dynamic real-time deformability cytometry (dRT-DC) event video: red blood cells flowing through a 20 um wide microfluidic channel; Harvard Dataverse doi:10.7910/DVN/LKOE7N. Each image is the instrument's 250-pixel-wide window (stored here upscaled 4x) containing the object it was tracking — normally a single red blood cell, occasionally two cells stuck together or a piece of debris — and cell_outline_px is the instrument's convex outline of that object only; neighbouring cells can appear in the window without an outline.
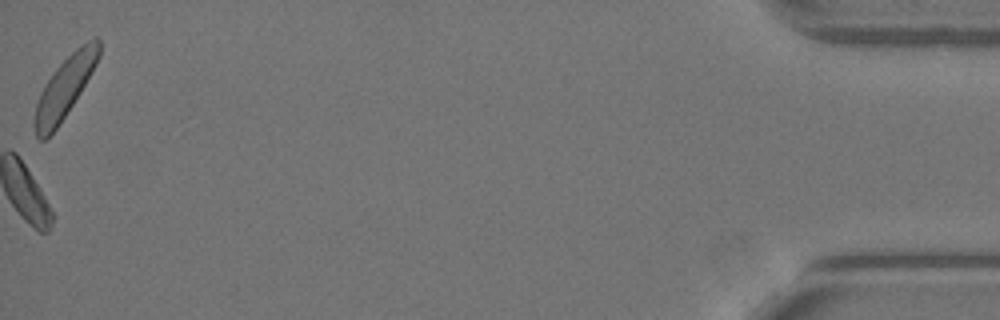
{"species": "Egyptian fruit bat (a non-hibernating species)", "species_latin": "Rousettus aegyptiacus", "temperature_condition": "warm", "stored_images_in_passage": 49, "camera_frame_rate_fps": 3000, "um_per_image_px": 0.085, "animal": {"sex": "female"}, "frame": {"image": 1, "passage_image": 49, "time_ms": 16.0, "image_size_px": [1000, 320], "cell_outline_px": [[100, 56], [96, 64], [80, 92], [56, 128], [44, 140], [40, 140], [36, 136], [32, 124], [32, 120], [36, 104], [40, 92], [52, 72], [80, 44], [96, 36], [100, 40]], "centroid_in_image_um": [5.47, 7.42], "position_along_channel_um": 429.7, "area_um2": 22.6}, "authors_computed_cell_mechanics": {"area_um2": 17.9758, "velocity_mm_per_s": 4.0774, "shape_relaxation_time_tau1_ms": 3.3796, "shape_relaxation_time_tau2_ms": null, "deformation_change_tau1": 0.1132, "deformation_change_tau2": null}}